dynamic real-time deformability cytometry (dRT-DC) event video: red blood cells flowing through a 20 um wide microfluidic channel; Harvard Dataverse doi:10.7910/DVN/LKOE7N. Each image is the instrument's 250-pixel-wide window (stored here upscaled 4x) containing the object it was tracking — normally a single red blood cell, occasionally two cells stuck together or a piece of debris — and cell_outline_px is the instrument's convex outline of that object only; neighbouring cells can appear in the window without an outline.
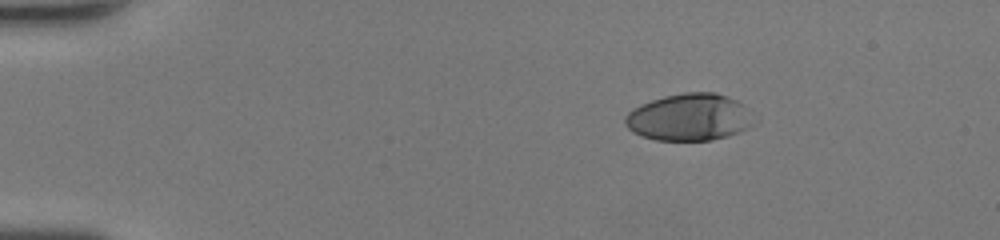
{"species": "human", "species_latin": "Homo sapiens", "temperature_condition": "room temperature", "stored_images_in_passage": 41, "camera_frame_rate_fps": 3000, "um_per_image_px": 0.085, "donor": {"sex": "female"}, "frame": {"image": 1, "passage_image": 1, "time_ms": 0.0, "image_size_px": [1000, 240], "cell_outline_px": [[760, 120], [756, 124], [748, 128], [728, 136], [712, 140], [656, 140], [640, 136], [632, 132], [624, 124], [624, 116], [632, 108], [640, 104], [664, 96], [684, 92], [716, 92], [736, 100]], "centroid_in_image_um": [58.61, 9.97], "position_along_channel_um": 26.4, "area_um2": 35.84}}
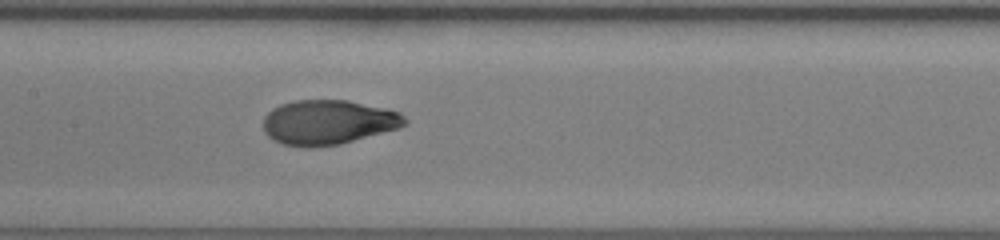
{"frame": {"image": 2, "passage_image": 18, "time_ms": 5.667, "image_size_px": [1000, 240], "cell_outline_px": [[408, 124], [400, 128], [340, 144], [284, 144], [272, 140], [264, 132], [264, 116], [272, 108], [280, 104], [296, 100], [348, 100], [388, 108], [400, 112], [408, 120]], "centroid_in_image_um": [27.95, 10.34], "position_along_channel_um": 179.4, "area_um2": 36.41}}
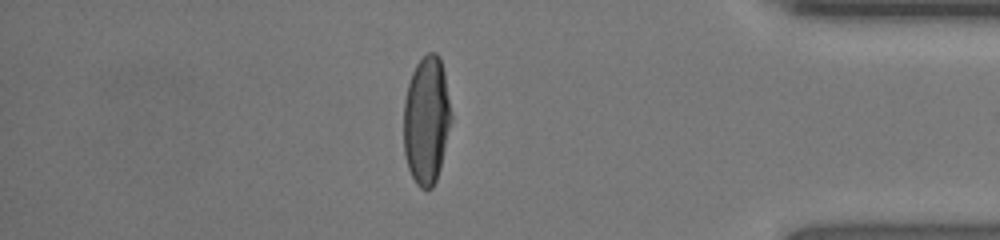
{"frame": {"image": 3, "passage_image": 35, "time_ms": 11.333, "image_size_px": [1000, 240], "cell_outline_px": [[452, 120], [440, 168], [436, 180], [432, 188], [420, 188], [416, 184], [408, 168], [404, 152], [404, 100], [408, 84], [412, 72], [416, 64], [428, 52], [436, 52], [440, 56], [444, 72], [452, 116]], "centroid_in_image_um": [36.25, 10.21], "position_along_channel_um": 398.9, "area_um2": 35.55}, "authors_computed_cell_mechanics": {"area_um2": 36.5296, "velocity_mm_per_s": 4.3642, "shape_relaxation_time_tau1_ms": 4.514, "shape_relaxation_time_tau2_ms": null, "deformation_change_tau1": 0.2495, "deformation_change_tau2": null}}